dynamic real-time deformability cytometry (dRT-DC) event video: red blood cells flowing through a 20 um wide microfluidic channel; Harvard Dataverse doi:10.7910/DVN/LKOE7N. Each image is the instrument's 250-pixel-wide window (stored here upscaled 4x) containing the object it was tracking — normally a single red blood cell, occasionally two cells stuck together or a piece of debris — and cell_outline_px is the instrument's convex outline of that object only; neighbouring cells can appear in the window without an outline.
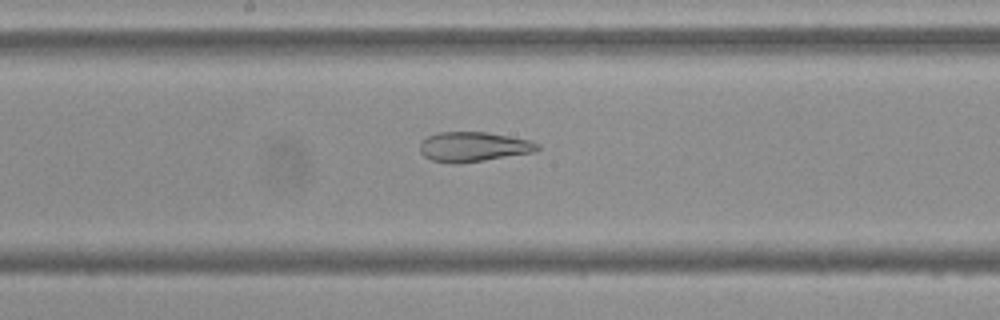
{"species": "Egyptian fruit bat (a non-hibernating species)", "species_latin": "Rousettus aegyptiacus", "temperature_condition": "cold", "stored_images_in_passage": 54, "camera_frame_rate_fps": 3000, "um_per_image_px": 0.085, "frame": {"image": 1, "passage_image": 28, "time_ms": 9.0, "image_size_px": [1000, 320], "cell_outline_px": [[540, 148], [536, 152], [460, 164], [452, 164], [432, 160], [424, 156], [420, 152], [420, 144], [428, 136], [440, 132], [484, 132], [532, 140], [540, 144]], "centroid_in_image_um": [40.28, 12.49], "position_along_channel_um": 207.9, "area_um2": 20.52}}
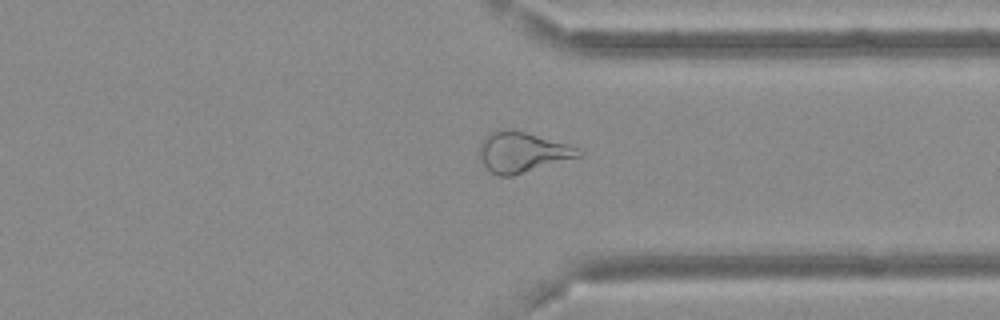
{"frame": {"image": 2, "passage_image": 41, "time_ms": 13.333, "image_size_px": [1000, 320], "cell_outline_px": [[584, 152], [580, 156], [512, 176], [496, 176], [484, 164], [480, 156], [480, 140], [488, 132], [504, 128], [512, 128], [568, 144]], "centroid_in_image_um": [44.35, 12.9], "position_along_channel_um": 367.0, "area_um2": 23.29}}
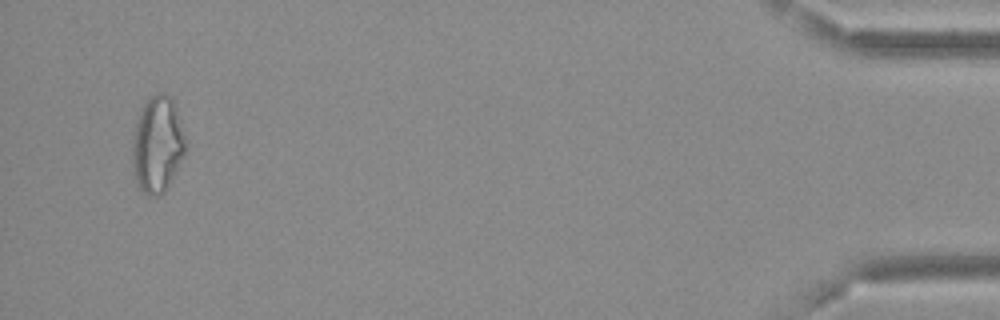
{"frame": {"image": 3, "passage_image": 52, "time_ms": 17.0, "image_size_px": [1000, 320], "cell_outline_px": [[184, 156], [164, 192], [156, 196], [148, 196], [140, 188], [132, 172], [132, 136], [136, 120], [144, 104], [156, 92], [160, 92], [172, 96], [176, 108], [184, 140]], "centroid_in_image_um": [13.34, 12.28], "position_along_channel_um": 421.9, "area_um2": 29.59}, "authors_computed_cell_mechanics": {"area_um2": 26.0967, "velocity_mm_per_s": 3.6804, "shape_relaxation_time_tau1_ms": null, "shape_relaxation_time_tau2_ms": 2.741, "deformation_change_tau1": null, "deformation_change_tau2": 0.1223}}